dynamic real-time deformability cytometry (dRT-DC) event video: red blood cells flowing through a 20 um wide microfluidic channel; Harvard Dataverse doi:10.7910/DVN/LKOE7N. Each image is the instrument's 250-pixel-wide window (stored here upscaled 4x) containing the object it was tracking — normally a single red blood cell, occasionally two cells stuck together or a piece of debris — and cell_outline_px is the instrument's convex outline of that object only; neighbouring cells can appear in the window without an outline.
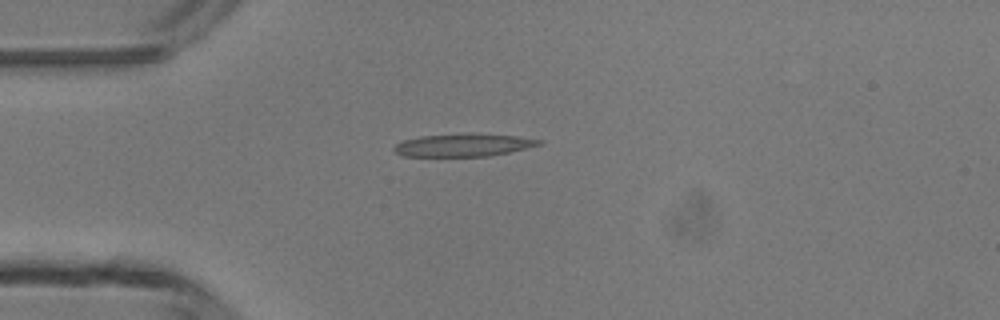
{"species": "common noctule bat (a hibernating species)", "species_latin": "Nyctalus noctula", "temperature_condition": "room temperature", "stored_images_in_passage": 3, "camera_frame_rate_fps": 3000, "um_per_image_px": 0.085, "animal": {"sex": "male", "body_mass_g": 13.3}, "frame": {"image": 1, "passage_image": 2, "time_ms": 1.333, "image_size_px": [1000, 320], "cell_outline_px": [[544, 144], [508, 152], [488, 156], [404, 156], [396, 152], [392, 148], [396, 144], [404, 140], [420, 136], [472, 132], [516, 136], [544, 140]], "centroid_in_image_um": [39.42, 12.31], "position_along_channel_um": 45.6, "area_um2": 19.42}}